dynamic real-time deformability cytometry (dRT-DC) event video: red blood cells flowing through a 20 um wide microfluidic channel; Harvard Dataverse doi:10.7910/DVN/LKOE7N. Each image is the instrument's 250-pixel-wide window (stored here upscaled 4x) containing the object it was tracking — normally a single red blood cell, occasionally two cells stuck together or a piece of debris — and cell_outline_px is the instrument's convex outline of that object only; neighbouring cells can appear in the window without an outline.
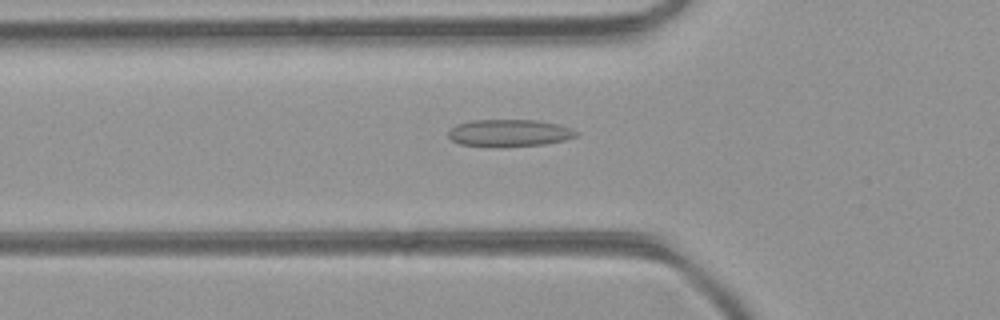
{"species": "common noctule bat (a hibernating species)", "species_latin": "Nyctalus noctula", "temperature_condition": "room temperature", "stored_images_in_passage": 46, "camera_frame_rate_fps": 3000, "um_per_image_px": 0.085, "animal": {"sex": "female", "body_mass_g": 21.9}, "frame": {"image": 1, "passage_image": 16, "time_ms": 5.0, "image_size_px": [1000, 320], "cell_outline_px": [[580, 132], [576, 136], [564, 140], [544, 144], [460, 144], [452, 140], [448, 136], [448, 132], [456, 124], [472, 120], [536, 120], [556, 124]], "centroid_in_image_um": [43.29, 11.25], "position_along_channel_um": 82.5, "area_um2": 19.13}}
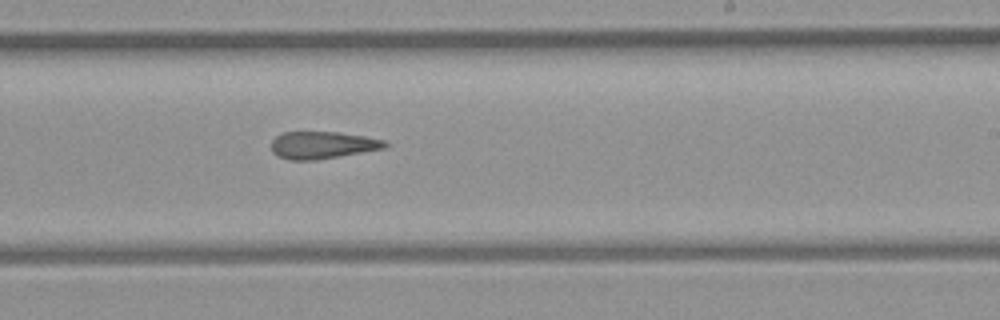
{"frame": {"image": 2, "passage_image": 28, "time_ms": 9.0, "image_size_px": [1000, 320], "cell_outline_px": [[388, 148], [316, 160], [288, 160], [276, 156], [272, 152], [272, 140], [276, 136], [284, 132], [340, 132], [364, 136], [384, 140], [388, 144]], "centroid_in_image_um": [27.41, 12.34], "position_along_channel_um": 261.6, "area_um2": 18.21}}
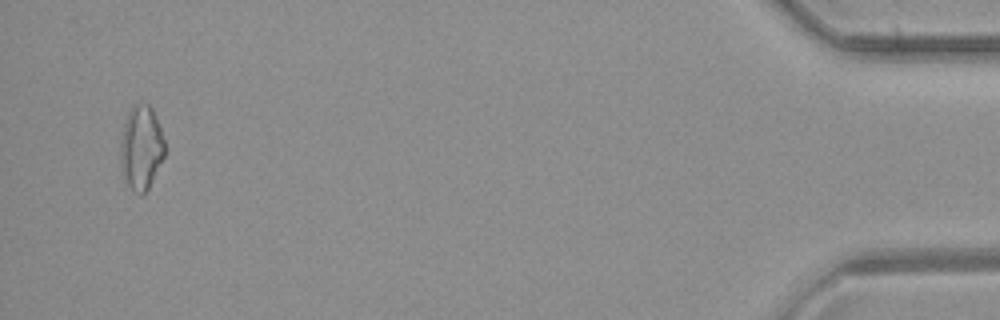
{"frame": {"image": 3, "passage_image": 45, "time_ms": 14.667, "image_size_px": [1000, 320], "cell_outline_px": [[164, 156], [148, 188], [140, 196], [132, 192], [124, 180], [120, 156], [120, 140], [128, 108], [136, 104], [148, 104], [152, 108], [156, 116], [164, 140]], "centroid_in_image_um": [11.97, 12.55], "position_along_channel_um": 423.2, "area_um2": 21.79}, "authors_computed_cell_mechanics": {"area_um2": 19.4208, "velocity_mm_per_s": 4.4552, "shape_relaxation_time_tau1_ms": null, "shape_relaxation_time_tau2_ms": 4.9691, "deformation_change_tau1": null, "deformation_change_tau2": 0.1608}}